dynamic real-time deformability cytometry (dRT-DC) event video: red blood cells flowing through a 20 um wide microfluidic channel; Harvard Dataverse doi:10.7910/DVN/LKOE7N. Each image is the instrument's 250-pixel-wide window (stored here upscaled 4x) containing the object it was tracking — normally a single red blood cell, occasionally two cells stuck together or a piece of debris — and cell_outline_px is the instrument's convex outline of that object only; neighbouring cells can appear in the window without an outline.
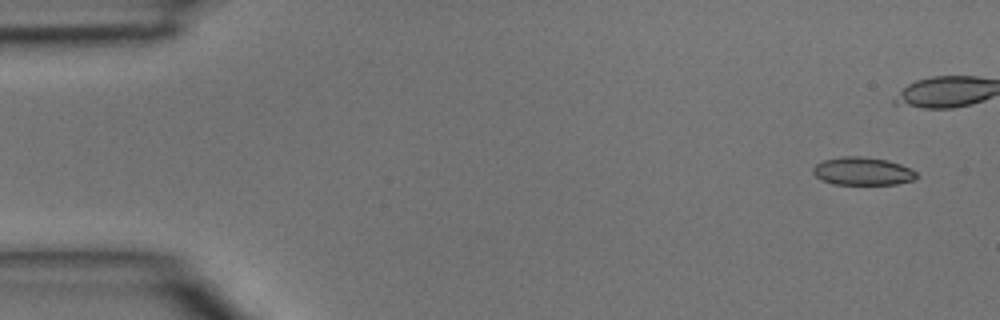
{"species": "common noctule bat (a hibernating species)", "species_latin": "Nyctalus noctula", "temperature_condition": "room temperature", "stored_images_in_passage": 6, "camera_frame_rate_fps": 3000, "um_per_image_px": 0.085, "animal": {"sex": "male", "body_mass_g": 15.6}, "frame": {"image": 1, "passage_image": 1, "time_ms": 0.0, "image_size_px": [1000, 320], "cell_outline_px": [[916, 180], [896, 184], [832, 184], [820, 180], [812, 172], [812, 168], [816, 164], [824, 160], [844, 156], [860, 156], [888, 160], [900, 164], [916, 172]], "centroid_in_image_um": [73.3, 14.56], "position_along_channel_um": 11.7, "area_um2": 16.88}}
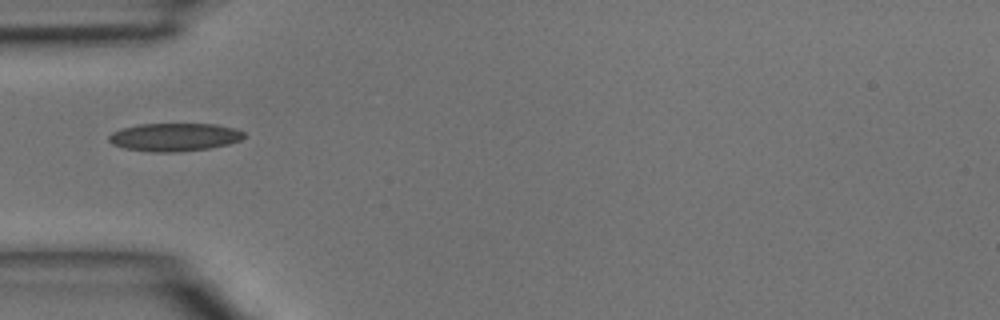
{"frame": {"image": 2, "passage_image": 5, "time_ms": 1.333, "image_size_px": [1000, 320], "cell_outline_px": [[244, 136], [240, 140], [228, 144], [212, 148], [176, 152], [152, 152], [124, 148], [112, 144], [108, 140], [108, 136], [112, 132], [124, 128], [140, 124], [216, 124], [232, 128], [244, 132]], "centroid_in_image_um": [14.81, 11.66], "position_along_channel_um": 70.2, "area_um2": 22.02}}